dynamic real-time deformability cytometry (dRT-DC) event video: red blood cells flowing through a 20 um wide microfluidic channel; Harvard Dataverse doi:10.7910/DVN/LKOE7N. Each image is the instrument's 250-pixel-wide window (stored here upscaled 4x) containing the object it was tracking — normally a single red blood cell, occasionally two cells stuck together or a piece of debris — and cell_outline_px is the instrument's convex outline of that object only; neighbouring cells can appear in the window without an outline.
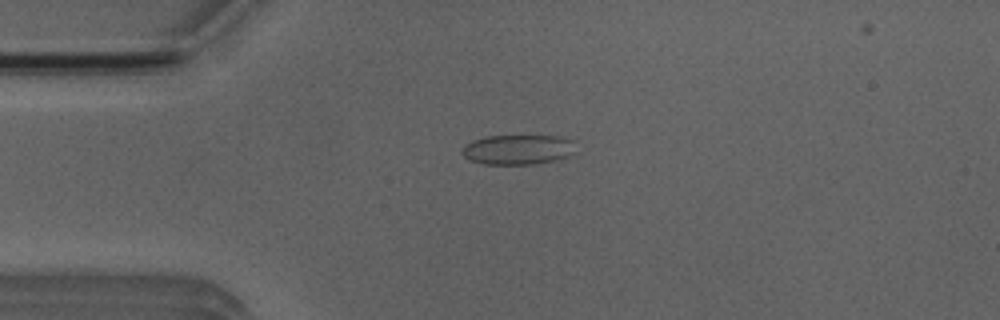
{"species": "Egyptian fruit bat (a non-hibernating species)", "species_latin": "Rousettus aegyptiacus", "temperature_condition": "room temperature", "stored_images_in_passage": 52, "camera_frame_rate_fps": 3000, "um_per_image_px": 0.085, "animal": {"sex": "male"}, "frame": {"image": 1, "passage_image": 12, "time_ms": 3.667, "image_size_px": [1000, 320], "cell_outline_px": [[572, 156], [556, 160], [532, 164], [484, 164], [468, 160], [460, 152], [472, 140], [488, 136], [556, 136], [572, 140]], "centroid_in_image_um": [43.99, 12.72], "position_along_channel_um": 41.0, "area_um2": 19.59}}
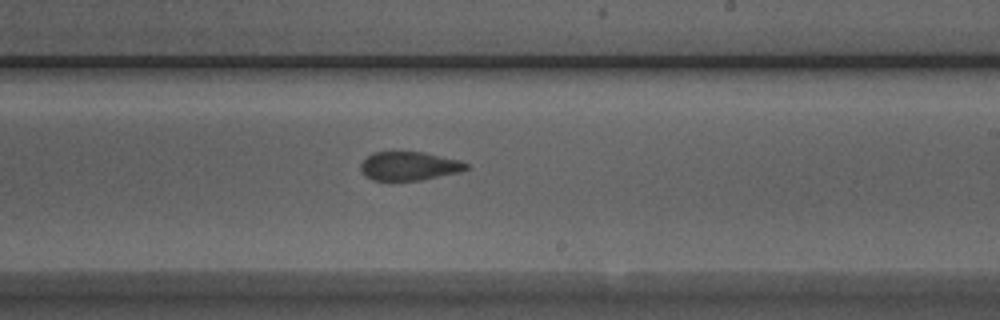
{"frame": {"image": 2, "passage_image": 30, "time_ms": 9.667, "image_size_px": [1000, 320], "cell_outline_px": [[468, 168], [460, 172], [420, 180], [372, 180], [364, 176], [360, 168], [360, 164], [372, 152], [424, 152], [460, 160], [468, 164]], "centroid_in_image_um": [34.77, 14.11], "position_along_channel_um": 254.2, "area_um2": 17.63}}
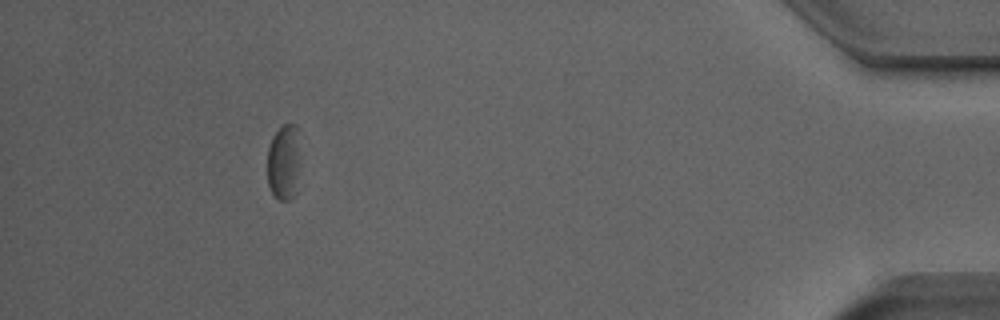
{"frame": {"image": 3, "passage_image": 47, "time_ms": 15.333, "image_size_px": [1000, 320], "cell_outline_px": [[300, 128], [296, 196], [288, 200], [280, 200], [268, 188], [268, 148], [272, 136], [284, 124], [296, 124]], "centroid_in_image_um": [24.14, 13.76], "position_along_channel_um": 411.1, "area_um2": 14.74}, "authors_computed_cell_mechanics": {"area_um2": 18.2648, "velocity_mm_per_s": 3.9145, "shape_relaxation_time_tau1_ms": null, "shape_relaxation_time_tau2_ms": 1.5897, "deformation_change_tau1": null, "deformation_change_tau2": 0.0799}}